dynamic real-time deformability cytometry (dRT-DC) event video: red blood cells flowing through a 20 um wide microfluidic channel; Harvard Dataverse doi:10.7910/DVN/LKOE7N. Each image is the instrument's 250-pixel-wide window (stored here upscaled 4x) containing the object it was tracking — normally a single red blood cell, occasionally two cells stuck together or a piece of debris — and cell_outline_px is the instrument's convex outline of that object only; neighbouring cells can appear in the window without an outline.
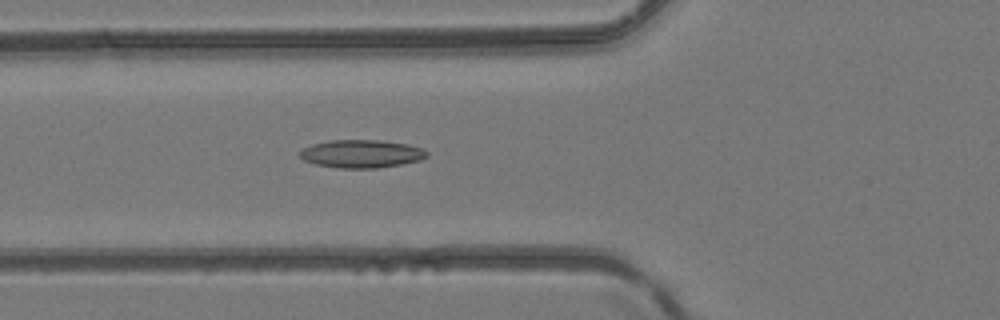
{"species": "common noctule bat (a hibernating species)", "species_latin": "Nyctalus noctula", "temperature_condition": "room temperature", "stored_images_in_passage": 49, "segment_of_instrument_passage": [1, 2], "camera_frame_rate_fps": 3000, "um_per_image_px": 0.085, "animal": {"sex": "female", "body_mass_g": 24.6, "forearm_length_mm": 56.2}, "frame": {"image": 1, "passage_image": 19, "time_ms": 6.0, "image_size_px": [1000, 320], "cell_outline_px": [[428, 156], [420, 160], [400, 164], [376, 168], [336, 168], [316, 164], [304, 160], [300, 156], [300, 152], [304, 148], [312, 144], [328, 140], [380, 140], [408, 144], [424, 148], [428, 152]], "centroid_in_image_um": [30.75, 13.06], "position_along_channel_um": 95.1, "area_um2": 20.75}}
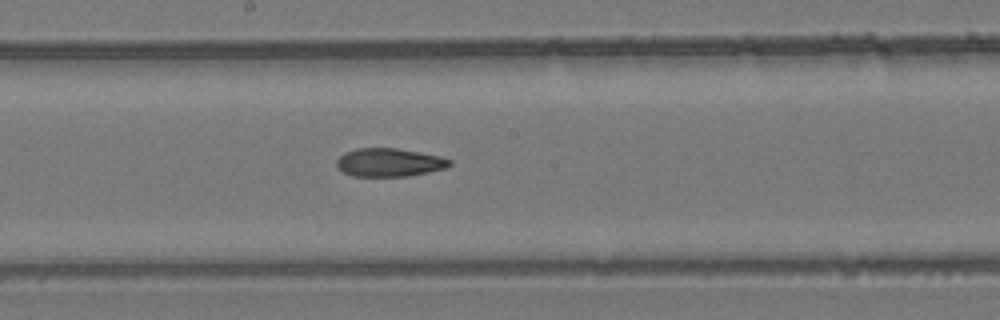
{"frame": {"image": 2, "passage_image": 27, "time_ms": 8.667, "image_size_px": [1000, 320], "cell_outline_px": [[452, 164], [448, 168], [408, 176], [352, 176], [344, 172], [336, 164], [336, 160], [344, 152], [356, 148], [396, 148], [440, 156], [452, 160]], "centroid_in_image_um": [33.11, 13.8], "position_along_channel_um": 215.1, "area_um2": 18.67}}
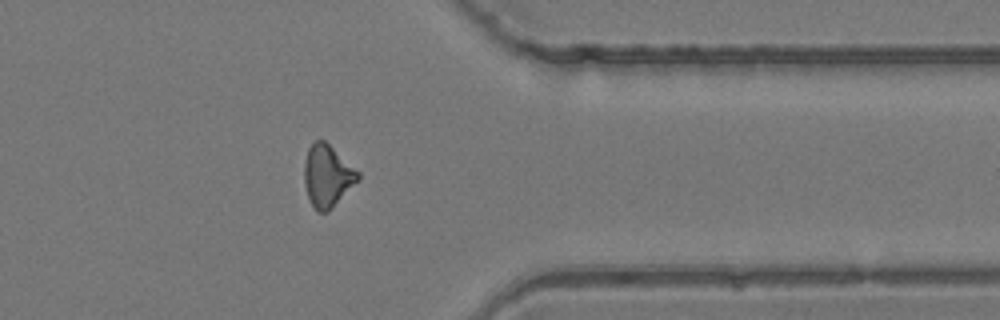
{"frame": {"image": 3, "passage_image": 39, "time_ms": 12.667, "image_size_px": [1000, 320], "cell_outline_px": [[360, 180], [328, 212], [316, 212], [308, 196], [304, 184], [304, 164], [308, 148], [316, 140], [324, 140], [360, 172]], "centroid_in_image_um": [27.84, 14.97], "position_along_channel_um": 383.6, "area_um2": 19.48}}